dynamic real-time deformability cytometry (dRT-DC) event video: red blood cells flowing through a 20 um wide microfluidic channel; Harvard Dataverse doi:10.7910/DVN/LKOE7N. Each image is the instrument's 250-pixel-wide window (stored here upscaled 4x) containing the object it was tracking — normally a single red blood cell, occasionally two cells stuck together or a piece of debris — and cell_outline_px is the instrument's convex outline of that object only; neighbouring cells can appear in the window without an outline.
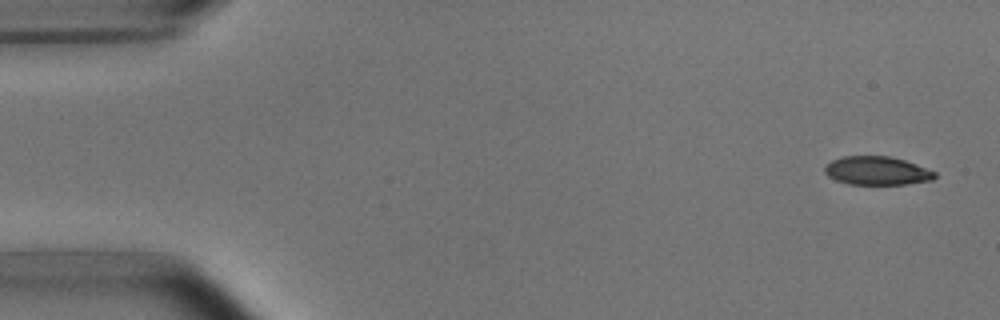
{"species": "common noctule bat (a hibernating species)", "species_latin": "Nyctalus noctula", "temperature_condition": "room temperature", "stored_images_in_passage": 4, "camera_frame_rate_fps": 3000, "um_per_image_px": 0.085, "animal": {"sex": "male", "body_mass_g": 15.6}, "frame": {"image": 1, "passage_image": 1, "time_ms": 0.0, "image_size_px": [1000, 320], "cell_outline_px": [[936, 176], [932, 180], [904, 184], [848, 184], [836, 180], [828, 176], [824, 172], [824, 168], [832, 160], [844, 156], [888, 156], [904, 160], [916, 164], [936, 172]], "centroid_in_image_um": [74.53, 14.51], "position_along_channel_um": 10.5, "area_um2": 18.15}}
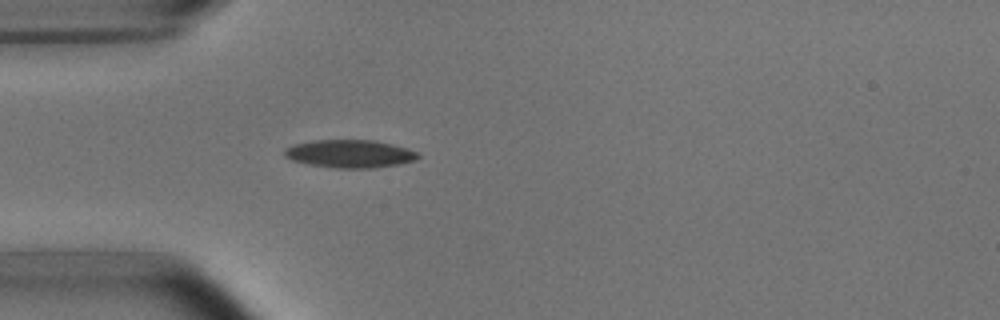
{"frame": {"image": 2, "passage_image": 4, "time_ms": 4.333, "image_size_px": [1000, 320], "cell_outline_px": [[420, 156], [416, 160], [396, 164], [372, 168], [332, 168], [308, 164], [292, 160], [284, 156], [284, 152], [288, 148], [296, 144], [312, 140], [376, 140], [408, 148], [416, 152]], "centroid_in_image_um": [29.74, 13.07], "position_along_channel_um": 55.3, "area_um2": 21.62}}